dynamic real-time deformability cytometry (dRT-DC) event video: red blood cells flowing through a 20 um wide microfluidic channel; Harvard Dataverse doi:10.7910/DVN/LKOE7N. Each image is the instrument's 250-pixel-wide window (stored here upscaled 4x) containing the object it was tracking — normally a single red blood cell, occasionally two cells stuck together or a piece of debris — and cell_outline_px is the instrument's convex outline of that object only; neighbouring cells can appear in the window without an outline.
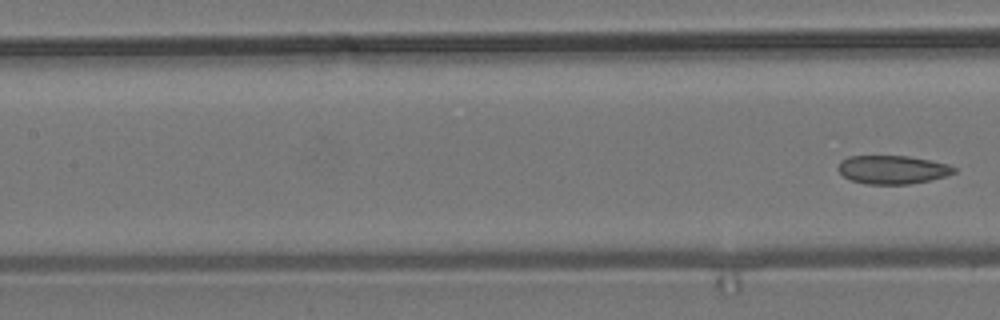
{"species": "common noctule bat (a hibernating species)", "species_latin": "Nyctalus noctula", "temperature_condition": "room temperature", "stored_images_in_passage": 6, "segment_of_instrument_passage": [2, 2], "camera_frame_rate_fps": 3000, "um_per_image_px": 0.085, "animal": {"sex": "male", "body_mass_g": 19.2, "forearm_length_mm": 51.8}, "frame": {"image": 1, "passage_image": 6, "time_ms": 1.667, "image_size_px": [1000, 320], "cell_outline_px": [[956, 172], [948, 176], [908, 184], [864, 184], [852, 180], [844, 176], [836, 168], [840, 160], [848, 156], [908, 156], [948, 164], [956, 168]], "centroid_in_image_um": [75.84, 14.42], "position_along_channel_um": 131.6, "area_um2": 19.25}}